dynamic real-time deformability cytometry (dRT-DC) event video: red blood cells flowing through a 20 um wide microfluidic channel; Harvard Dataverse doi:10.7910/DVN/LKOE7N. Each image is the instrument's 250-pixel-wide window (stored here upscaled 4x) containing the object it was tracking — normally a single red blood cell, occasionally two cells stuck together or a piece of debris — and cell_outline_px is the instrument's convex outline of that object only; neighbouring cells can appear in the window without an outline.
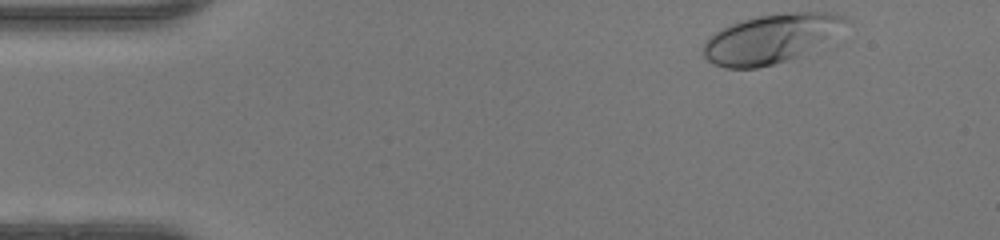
{"species": "human", "species_latin": "Homo sapiens", "temperature_condition": "warm", "stored_images_in_passage": 44, "camera_frame_rate_fps": 3000, "um_per_image_px": 0.085, "donor": {"sex": "female"}, "frame": {"image": 1, "passage_image": 1, "time_ms": 0.0, "image_size_px": [1000, 240], "cell_outline_px": [[848, 20], [820, 40], [796, 56], [788, 60], [756, 68], [724, 68], [708, 60], [704, 56], [704, 44], [708, 36], [720, 28], [740, 20], [756, 16], [788, 12], [828, 12], [848, 16]], "centroid_in_image_um": [65.35, 3.26], "position_along_channel_um": 19.7, "area_um2": 39.13}}
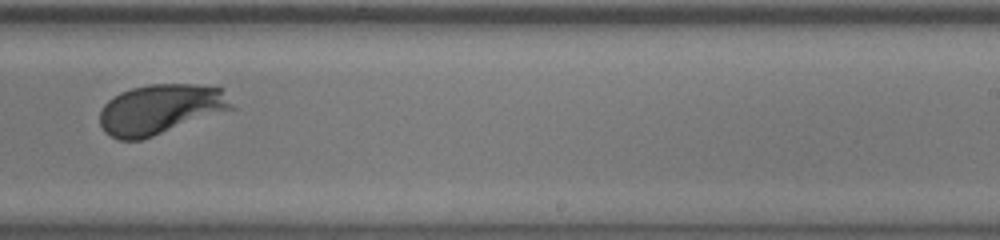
{"frame": {"image": 2, "passage_image": 26, "time_ms": 8.333, "image_size_px": [1000, 240], "cell_outline_px": [[236, 108], [140, 140], [120, 140], [104, 132], [100, 124], [100, 108], [112, 96], [120, 92], [132, 88], [148, 84], [196, 84], [220, 88]], "centroid_in_image_um": [13.6, 9.28], "position_along_channel_um": 275.4, "area_um2": 38.26}}
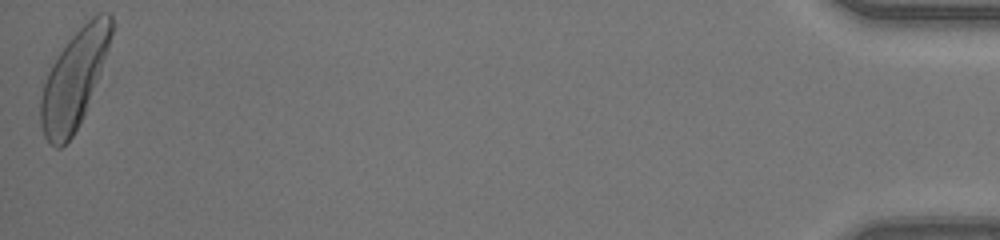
{"frame": {"image": 3, "passage_image": 44, "time_ms": 14.333, "image_size_px": [1000, 240], "cell_outline_px": [[112, 32], [108, 48], [100, 72], [84, 112], [72, 136], [60, 148], [56, 148], [44, 136], [40, 124], [40, 96], [48, 72], [52, 64], [68, 40], [96, 12], [108, 12], [112, 16]], "centroid_in_image_um": [6.28, 6.71], "position_along_channel_um": 428.9, "area_um2": 39.13}, "authors_computed_cell_mechanics": {"area_um2": 37.859, "velocity_mm_per_s": 4.2374, "shape_relaxation_time_tau1_ms": 1.6112, "shape_relaxation_time_tau2_ms": null, "deformation_change_tau1": 0.1459, "deformation_change_tau2": null}}